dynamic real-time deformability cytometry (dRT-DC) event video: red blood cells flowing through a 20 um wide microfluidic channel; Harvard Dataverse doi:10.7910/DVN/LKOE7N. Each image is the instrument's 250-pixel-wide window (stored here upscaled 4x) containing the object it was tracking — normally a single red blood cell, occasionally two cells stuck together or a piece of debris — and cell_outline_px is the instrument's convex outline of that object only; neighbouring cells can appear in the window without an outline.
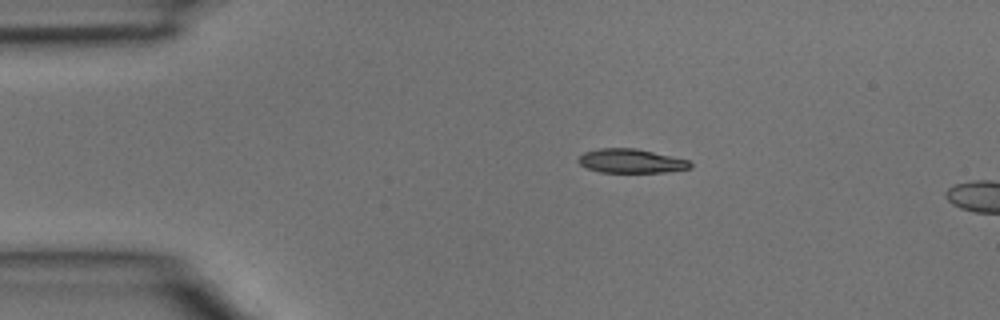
{"species": "common noctule bat (a hibernating species)", "species_latin": "Nyctalus noctula", "temperature_condition": "room temperature", "stored_images_in_passage": 2, "camera_frame_rate_fps": 3000, "um_per_image_px": 0.085, "animal": {"sex": "male", "body_mass_g": 15.6}, "frame": {"image": 1, "passage_image": 1, "time_ms": 0.0, "image_size_px": [1000, 320], "cell_outline_px": [[692, 168], [664, 172], [600, 172], [588, 168], [580, 164], [576, 160], [584, 152], [600, 148], [636, 148], [688, 160], [692, 164]], "centroid_in_image_um": [53.63, 13.68], "position_along_channel_um": 31.4, "area_um2": 15.55}}